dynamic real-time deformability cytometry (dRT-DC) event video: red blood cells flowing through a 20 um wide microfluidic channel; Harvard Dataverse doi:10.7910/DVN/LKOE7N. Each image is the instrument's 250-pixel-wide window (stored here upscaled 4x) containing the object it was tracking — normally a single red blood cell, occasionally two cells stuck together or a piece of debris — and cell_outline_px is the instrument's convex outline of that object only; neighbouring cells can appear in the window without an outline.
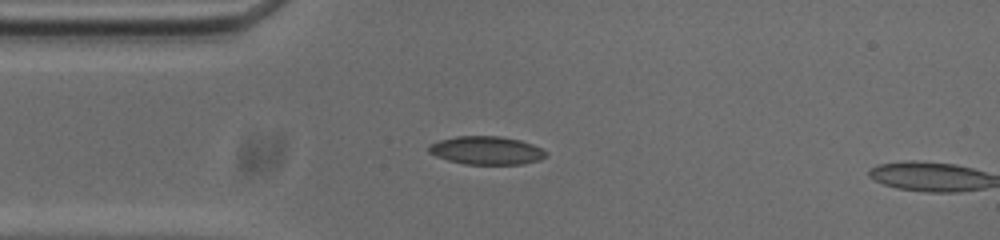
{"species": "common noctule bat (a hibernating species)", "species_latin": "Nyctalus noctula", "temperature_condition": "cold", "stored_images_in_passage": 39, "camera_frame_rate_fps": 3000, "um_per_image_px": 0.085, "animal": {"sex": "male", "body_mass_g": 20.0, "forearm_length_mm": 53.3}, "frame": {"image": 1, "passage_image": 1, "time_ms": 0.0, "image_size_px": [1000, 240], "cell_outline_px": [[548, 156], [540, 160], [524, 164], [464, 164], [448, 160], [436, 156], [428, 152], [428, 144], [440, 140], [456, 136], [500, 136], [520, 140], [532, 144], [548, 152]], "centroid_in_image_um": [41.36, 12.79], "position_along_channel_um": 43.6, "area_um2": 19.42}}
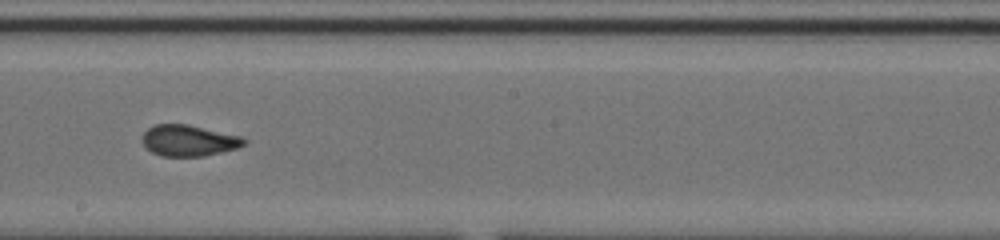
{"frame": {"image": 2, "passage_image": 17, "time_ms": 5.333, "image_size_px": [1000, 240], "cell_outline_px": [[248, 140], [244, 144], [236, 148], [204, 156], [160, 156], [152, 152], [140, 140], [144, 132], [148, 128], [156, 124], [188, 124], [240, 136]], "centroid_in_image_um": [16.01, 11.94], "position_along_channel_um": 232.2, "area_um2": 18.38}}
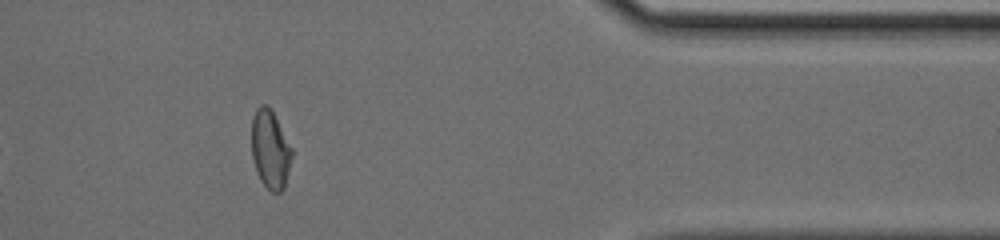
{"frame": {"image": 3, "passage_image": 32, "time_ms": 10.333, "image_size_px": [1000, 240], "cell_outline_px": [[292, 156], [284, 188], [280, 192], [272, 192], [260, 180], [252, 156], [252, 116], [256, 108], [260, 104], [264, 104], [272, 112], [292, 148]], "centroid_in_image_um": [22.96, 12.71], "position_along_channel_um": 388.4, "area_um2": 18.03}, "authors_computed_cell_mechanics": {"area_um2": 18.8428, "velocity_mm_per_s": 3.7349, "shape_relaxation_time_tau1_ms": null, "shape_relaxation_time_tau2_ms": 1.4473, "deformation_change_tau1": null, "deformation_change_tau2": 0.0722}}